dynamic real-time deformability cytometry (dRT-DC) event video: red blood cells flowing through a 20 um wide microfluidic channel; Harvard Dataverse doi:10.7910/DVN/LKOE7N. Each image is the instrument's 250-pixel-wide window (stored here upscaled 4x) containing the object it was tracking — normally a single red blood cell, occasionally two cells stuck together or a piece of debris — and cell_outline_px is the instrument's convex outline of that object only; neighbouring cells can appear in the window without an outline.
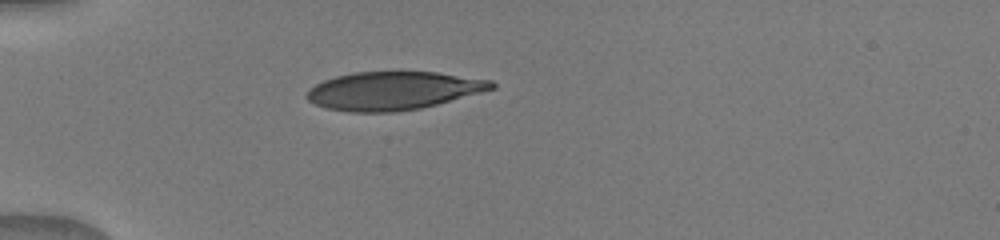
{"species": "human", "species_latin": "Homo sapiens", "temperature_condition": "warm", "stored_images_in_passage": 7, "camera_frame_rate_fps": 3000, "um_per_image_px": 0.085, "donor": {"sex": "male"}, "frame": {"image": 1, "passage_image": 1, "time_ms": 0.0, "image_size_px": [1000, 240], "cell_outline_px": [[496, 88], [436, 104], [420, 108], [396, 112], [348, 112], [324, 108], [308, 100], [304, 96], [316, 84], [324, 80], [336, 76], [352, 72], [436, 72], [492, 80], [496, 84]], "centroid_in_image_um": [33.41, 7.71], "position_along_channel_um": 51.6, "area_um2": 41.04}}
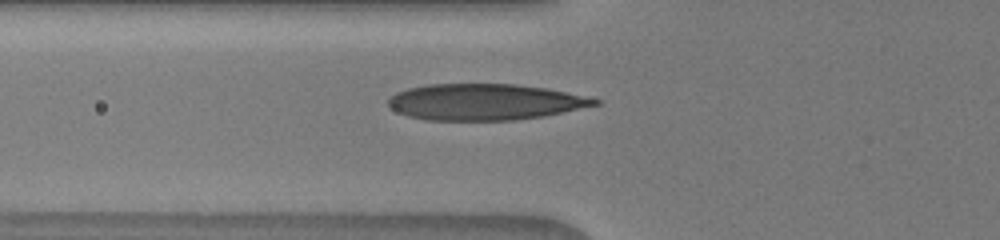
{"frame": {"image": 2, "passage_image": 4, "time_ms": 1.333, "image_size_px": [1000, 240], "cell_outline_px": [[600, 104], [544, 116], [516, 120], [424, 120], [408, 116], [396, 112], [388, 104], [388, 100], [396, 92], [408, 88], [428, 84], [516, 84], [548, 88], [592, 96], [600, 100]], "centroid_in_image_um": [41.25, 8.66], "position_along_channel_um": 84.5, "area_um2": 43.93}}
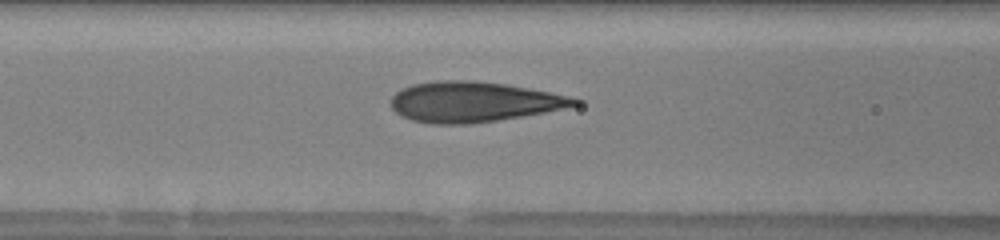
{"frame": {"image": 3, "passage_image": 7, "time_ms": 2.333, "image_size_px": [1000, 240], "cell_outline_px": [[584, 100], [580, 104], [544, 112], [524, 116], [468, 124], [432, 124], [412, 120], [400, 116], [392, 108], [392, 96], [400, 88], [412, 84], [440, 80], [472, 80], [504, 84], [528, 88], [568, 96]], "centroid_in_image_um": [40.21, 8.66], "position_along_channel_um": 126.4, "area_um2": 43.0}}